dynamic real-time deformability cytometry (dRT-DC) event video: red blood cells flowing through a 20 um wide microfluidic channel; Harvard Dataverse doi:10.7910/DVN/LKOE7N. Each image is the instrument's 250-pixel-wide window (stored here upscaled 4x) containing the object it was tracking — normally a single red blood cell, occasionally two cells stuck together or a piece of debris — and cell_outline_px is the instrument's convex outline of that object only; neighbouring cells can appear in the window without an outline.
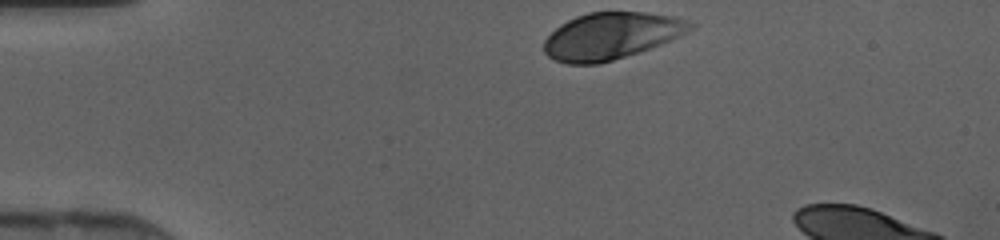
{"species": "human", "species_latin": "Homo sapiens", "temperature_condition": "cold", "stored_images_in_passage": 7, "camera_frame_rate_fps": 3000, "um_per_image_px": 0.085, "donor": {"sex": "female"}, "frame": {"image": 1, "passage_image": 1, "time_ms": 0.0, "image_size_px": [1000, 240], "cell_outline_px": [[696, 24], [688, 32], [660, 44], [600, 64], [568, 64], [556, 60], [548, 56], [544, 52], [544, 40], [560, 24], [576, 16], [588, 12], [644, 12], [672, 16], [688, 20]], "centroid_in_image_um": [51.93, 3.04], "position_along_channel_um": 33.1, "area_um2": 39.54}}